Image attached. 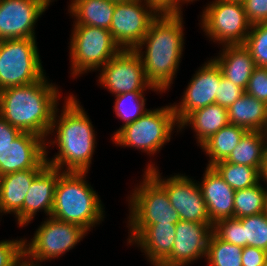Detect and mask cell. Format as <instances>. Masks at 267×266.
Wrapping results in <instances>:
<instances>
[{
  "label": "cell",
  "mask_w": 267,
  "mask_h": 266,
  "mask_svg": "<svg viewBox=\"0 0 267 266\" xmlns=\"http://www.w3.org/2000/svg\"><path fill=\"white\" fill-rule=\"evenodd\" d=\"M76 97L69 94L61 111L57 107L48 134L54 136V140L45 142L47 164L62 172H88L97 145L91 119ZM56 144L58 152L48 158V145Z\"/></svg>",
  "instance_id": "1"
},
{
  "label": "cell",
  "mask_w": 267,
  "mask_h": 266,
  "mask_svg": "<svg viewBox=\"0 0 267 266\" xmlns=\"http://www.w3.org/2000/svg\"><path fill=\"white\" fill-rule=\"evenodd\" d=\"M182 15L159 14L151 22L144 39L134 48L142 60L148 82L161 94L174 84L182 61L185 44Z\"/></svg>",
  "instance_id": "2"
},
{
  "label": "cell",
  "mask_w": 267,
  "mask_h": 266,
  "mask_svg": "<svg viewBox=\"0 0 267 266\" xmlns=\"http://www.w3.org/2000/svg\"><path fill=\"white\" fill-rule=\"evenodd\" d=\"M58 85L46 75L27 85L0 91V116L22 132L47 138L60 100Z\"/></svg>",
  "instance_id": "3"
},
{
  "label": "cell",
  "mask_w": 267,
  "mask_h": 266,
  "mask_svg": "<svg viewBox=\"0 0 267 266\" xmlns=\"http://www.w3.org/2000/svg\"><path fill=\"white\" fill-rule=\"evenodd\" d=\"M88 172H63L55 187L51 217L91 231L104 221L105 208L86 180Z\"/></svg>",
  "instance_id": "4"
},
{
  "label": "cell",
  "mask_w": 267,
  "mask_h": 266,
  "mask_svg": "<svg viewBox=\"0 0 267 266\" xmlns=\"http://www.w3.org/2000/svg\"><path fill=\"white\" fill-rule=\"evenodd\" d=\"M174 130L179 132V124L173 105L170 104L149 109L135 122L122 127L112 137V142L117 146L141 150V152L153 156L171 140V135L176 132Z\"/></svg>",
  "instance_id": "5"
},
{
  "label": "cell",
  "mask_w": 267,
  "mask_h": 266,
  "mask_svg": "<svg viewBox=\"0 0 267 266\" xmlns=\"http://www.w3.org/2000/svg\"><path fill=\"white\" fill-rule=\"evenodd\" d=\"M72 26L68 47L74 79L90 71H98L122 50L107 29L87 25Z\"/></svg>",
  "instance_id": "6"
},
{
  "label": "cell",
  "mask_w": 267,
  "mask_h": 266,
  "mask_svg": "<svg viewBox=\"0 0 267 266\" xmlns=\"http://www.w3.org/2000/svg\"><path fill=\"white\" fill-rule=\"evenodd\" d=\"M36 39L0 40V91L34 83L46 75Z\"/></svg>",
  "instance_id": "7"
},
{
  "label": "cell",
  "mask_w": 267,
  "mask_h": 266,
  "mask_svg": "<svg viewBox=\"0 0 267 266\" xmlns=\"http://www.w3.org/2000/svg\"><path fill=\"white\" fill-rule=\"evenodd\" d=\"M200 27L211 41L219 45H244L251 24L243 3L214 0L202 10Z\"/></svg>",
  "instance_id": "8"
},
{
  "label": "cell",
  "mask_w": 267,
  "mask_h": 266,
  "mask_svg": "<svg viewBox=\"0 0 267 266\" xmlns=\"http://www.w3.org/2000/svg\"><path fill=\"white\" fill-rule=\"evenodd\" d=\"M88 231L74 223L46 217L33 238H24V255L33 262H47L65 255L82 241Z\"/></svg>",
  "instance_id": "9"
},
{
  "label": "cell",
  "mask_w": 267,
  "mask_h": 266,
  "mask_svg": "<svg viewBox=\"0 0 267 266\" xmlns=\"http://www.w3.org/2000/svg\"><path fill=\"white\" fill-rule=\"evenodd\" d=\"M128 196V224H177L181 219L166 190L147 172Z\"/></svg>",
  "instance_id": "10"
},
{
  "label": "cell",
  "mask_w": 267,
  "mask_h": 266,
  "mask_svg": "<svg viewBox=\"0 0 267 266\" xmlns=\"http://www.w3.org/2000/svg\"><path fill=\"white\" fill-rule=\"evenodd\" d=\"M144 170L166 190L169 201L181 220L211 224L199 181L197 183L196 180L181 173L162 177L158 166L152 161Z\"/></svg>",
  "instance_id": "11"
},
{
  "label": "cell",
  "mask_w": 267,
  "mask_h": 266,
  "mask_svg": "<svg viewBox=\"0 0 267 266\" xmlns=\"http://www.w3.org/2000/svg\"><path fill=\"white\" fill-rule=\"evenodd\" d=\"M97 83L113 95L128 92H144L154 88L145 76L140 56L135 50L122 49L107 64L101 67Z\"/></svg>",
  "instance_id": "12"
},
{
  "label": "cell",
  "mask_w": 267,
  "mask_h": 266,
  "mask_svg": "<svg viewBox=\"0 0 267 266\" xmlns=\"http://www.w3.org/2000/svg\"><path fill=\"white\" fill-rule=\"evenodd\" d=\"M158 15L145 0L116 1L109 31L121 49L134 50Z\"/></svg>",
  "instance_id": "13"
},
{
  "label": "cell",
  "mask_w": 267,
  "mask_h": 266,
  "mask_svg": "<svg viewBox=\"0 0 267 266\" xmlns=\"http://www.w3.org/2000/svg\"><path fill=\"white\" fill-rule=\"evenodd\" d=\"M195 72L183 92L181 101L172 104L178 124L191 112L216 103L218 86L223 76L216 62L211 57Z\"/></svg>",
  "instance_id": "14"
},
{
  "label": "cell",
  "mask_w": 267,
  "mask_h": 266,
  "mask_svg": "<svg viewBox=\"0 0 267 266\" xmlns=\"http://www.w3.org/2000/svg\"><path fill=\"white\" fill-rule=\"evenodd\" d=\"M49 6L45 0H0V40L36 38V23Z\"/></svg>",
  "instance_id": "15"
},
{
  "label": "cell",
  "mask_w": 267,
  "mask_h": 266,
  "mask_svg": "<svg viewBox=\"0 0 267 266\" xmlns=\"http://www.w3.org/2000/svg\"><path fill=\"white\" fill-rule=\"evenodd\" d=\"M46 139L22 132L11 144L0 150V176L28 169H44Z\"/></svg>",
  "instance_id": "16"
},
{
  "label": "cell",
  "mask_w": 267,
  "mask_h": 266,
  "mask_svg": "<svg viewBox=\"0 0 267 266\" xmlns=\"http://www.w3.org/2000/svg\"><path fill=\"white\" fill-rule=\"evenodd\" d=\"M128 243L140 247L152 266H161L172 252L176 224H127Z\"/></svg>",
  "instance_id": "17"
},
{
  "label": "cell",
  "mask_w": 267,
  "mask_h": 266,
  "mask_svg": "<svg viewBox=\"0 0 267 266\" xmlns=\"http://www.w3.org/2000/svg\"><path fill=\"white\" fill-rule=\"evenodd\" d=\"M212 233L211 224L180 220L176 224V237L170 257L161 266H189L195 260L206 258Z\"/></svg>",
  "instance_id": "18"
},
{
  "label": "cell",
  "mask_w": 267,
  "mask_h": 266,
  "mask_svg": "<svg viewBox=\"0 0 267 266\" xmlns=\"http://www.w3.org/2000/svg\"><path fill=\"white\" fill-rule=\"evenodd\" d=\"M199 182L206 204L210 223L234 218L235 190L229 186L212 166H206L203 178Z\"/></svg>",
  "instance_id": "19"
},
{
  "label": "cell",
  "mask_w": 267,
  "mask_h": 266,
  "mask_svg": "<svg viewBox=\"0 0 267 266\" xmlns=\"http://www.w3.org/2000/svg\"><path fill=\"white\" fill-rule=\"evenodd\" d=\"M62 173L61 170L47 165L35 177L23 202L22 227L27 226L40 211L48 217L51 216L55 187Z\"/></svg>",
  "instance_id": "20"
},
{
  "label": "cell",
  "mask_w": 267,
  "mask_h": 266,
  "mask_svg": "<svg viewBox=\"0 0 267 266\" xmlns=\"http://www.w3.org/2000/svg\"><path fill=\"white\" fill-rule=\"evenodd\" d=\"M42 170L28 169L0 176V214H14L18 227H22L24 199L31 183Z\"/></svg>",
  "instance_id": "21"
},
{
  "label": "cell",
  "mask_w": 267,
  "mask_h": 266,
  "mask_svg": "<svg viewBox=\"0 0 267 266\" xmlns=\"http://www.w3.org/2000/svg\"><path fill=\"white\" fill-rule=\"evenodd\" d=\"M221 49L213 60L223 77L245 90L256 67L250 51L244 45H224Z\"/></svg>",
  "instance_id": "22"
},
{
  "label": "cell",
  "mask_w": 267,
  "mask_h": 266,
  "mask_svg": "<svg viewBox=\"0 0 267 266\" xmlns=\"http://www.w3.org/2000/svg\"><path fill=\"white\" fill-rule=\"evenodd\" d=\"M228 124L227 108L214 103L191 112L179 124V132L190 126L195 132L196 143L201 146L212 135Z\"/></svg>",
  "instance_id": "23"
},
{
  "label": "cell",
  "mask_w": 267,
  "mask_h": 266,
  "mask_svg": "<svg viewBox=\"0 0 267 266\" xmlns=\"http://www.w3.org/2000/svg\"><path fill=\"white\" fill-rule=\"evenodd\" d=\"M229 124L247 131H263L267 125V104L244 92L227 108Z\"/></svg>",
  "instance_id": "24"
},
{
  "label": "cell",
  "mask_w": 267,
  "mask_h": 266,
  "mask_svg": "<svg viewBox=\"0 0 267 266\" xmlns=\"http://www.w3.org/2000/svg\"><path fill=\"white\" fill-rule=\"evenodd\" d=\"M116 0H71L68 13L73 25H87L109 30Z\"/></svg>",
  "instance_id": "25"
},
{
  "label": "cell",
  "mask_w": 267,
  "mask_h": 266,
  "mask_svg": "<svg viewBox=\"0 0 267 266\" xmlns=\"http://www.w3.org/2000/svg\"><path fill=\"white\" fill-rule=\"evenodd\" d=\"M266 150L265 133L263 131H247L224 161L255 167L261 172Z\"/></svg>",
  "instance_id": "26"
},
{
  "label": "cell",
  "mask_w": 267,
  "mask_h": 266,
  "mask_svg": "<svg viewBox=\"0 0 267 266\" xmlns=\"http://www.w3.org/2000/svg\"><path fill=\"white\" fill-rule=\"evenodd\" d=\"M246 132L245 128L228 124L205 141L200 147L204 154L206 153L205 155L209 157L207 166L225 160Z\"/></svg>",
  "instance_id": "27"
},
{
  "label": "cell",
  "mask_w": 267,
  "mask_h": 266,
  "mask_svg": "<svg viewBox=\"0 0 267 266\" xmlns=\"http://www.w3.org/2000/svg\"><path fill=\"white\" fill-rule=\"evenodd\" d=\"M212 167L235 191L252 187L261 181V172L255 167L229 163L224 160L216 162Z\"/></svg>",
  "instance_id": "28"
},
{
  "label": "cell",
  "mask_w": 267,
  "mask_h": 266,
  "mask_svg": "<svg viewBox=\"0 0 267 266\" xmlns=\"http://www.w3.org/2000/svg\"><path fill=\"white\" fill-rule=\"evenodd\" d=\"M261 181L249 188L236 190L234 195V218H243L266 212L267 187Z\"/></svg>",
  "instance_id": "29"
},
{
  "label": "cell",
  "mask_w": 267,
  "mask_h": 266,
  "mask_svg": "<svg viewBox=\"0 0 267 266\" xmlns=\"http://www.w3.org/2000/svg\"><path fill=\"white\" fill-rule=\"evenodd\" d=\"M146 92H128L114 95V112L117 118H121L123 124L114 131L112 137L125 125L135 122L139 117L145 114L149 109L146 106Z\"/></svg>",
  "instance_id": "30"
},
{
  "label": "cell",
  "mask_w": 267,
  "mask_h": 266,
  "mask_svg": "<svg viewBox=\"0 0 267 266\" xmlns=\"http://www.w3.org/2000/svg\"><path fill=\"white\" fill-rule=\"evenodd\" d=\"M242 247L210 235L205 260L208 266H242Z\"/></svg>",
  "instance_id": "31"
},
{
  "label": "cell",
  "mask_w": 267,
  "mask_h": 266,
  "mask_svg": "<svg viewBox=\"0 0 267 266\" xmlns=\"http://www.w3.org/2000/svg\"><path fill=\"white\" fill-rule=\"evenodd\" d=\"M243 224L244 247L251 246L267 252V212L239 219Z\"/></svg>",
  "instance_id": "32"
},
{
  "label": "cell",
  "mask_w": 267,
  "mask_h": 266,
  "mask_svg": "<svg viewBox=\"0 0 267 266\" xmlns=\"http://www.w3.org/2000/svg\"><path fill=\"white\" fill-rule=\"evenodd\" d=\"M244 46L257 67H267V23L251 25Z\"/></svg>",
  "instance_id": "33"
},
{
  "label": "cell",
  "mask_w": 267,
  "mask_h": 266,
  "mask_svg": "<svg viewBox=\"0 0 267 266\" xmlns=\"http://www.w3.org/2000/svg\"><path fill=\"white\" fill-rule=\"evenodd\" d=\"M243 224L238 218H228L217 221L212 226V232L221 240L244 247Z\"/></svg>",
  "instance_id": "34"
},
{
  "label": "cell",
  "mask_w": 267,
  "mask_h": 266,
  "mask_svg": "<svg viewBox=\"0 0 267 266\" xmlns=\"http://www.w3.org/2000/svg\"><path fill=\"white\" fill-rule=\"evenodd\" d=\"M24 256V238L0 241V266H15Z\"/></svg>",
  "instance_id": "35"
},
{
  "label": "cell",
  "mask_w": 267,
  "mask_h": 266,
  "mask_svg": "<svg viewBox=\"0 0 267 266\" xmlns=\"http://www.w3.org/2000/svg\"><path fill=\"white\" fill-rule=\"evenodd\" d=\"M245 93L267 104V67H255Z\"/></svg>",
  "instance_id": "36"
},
{
  "label": "cell",
  "mask_w": 267,
  "mask_h": 266,
  "mask_svg": "<svg viewBox=\"0 0 267 266\" xmlns=\"http://www.w3.org/2000/svg\"><path fill=\"white\" fill-rule=\"evenodd\" d=\"M245 90L232 83L225 77H221L220 84L218 86V95L216 96V103L220 106L228 108L237 99H239Z\"/></svg>",
  "instance_id": "37"
},
{
  "label": "cell",
  "mask_w": 267,
  "mask_h": 266,
  "mask_svg": "<svg viewBox=\"0 0 267 266\" xmlns=\"http://www.w3.org/2000/svg\"><path fill=\"white\" fill-rule=\"evenodd\" d=\"M242 3L251 25L267 23V0H244Z\"/></svg>",
  "instance_id": "38"
},
{
  "label": "cell",
  "mask_w": 267,
  "mask_h": 266,
  "mask_svg": "<svg viewBox=\"0 0 267 266\" xmlns=\"http://www.w3.org/2000/svg\"><path fill=\"white\" fill-rule=\"evenodd\" d=\"M241 262L242 266H266L267 252L251 246L243 247Z\"/></svg>",
  "instance_id": "39"
},
{
  "label": "cell",
  "mask_w": 267,
  "mask_h": 266,
  "mask_svg": "<svg viewBox=\"0 0 267 266\" xmlns=\"http://www.w3.org/2000/svg\"><path fill=\"white\" fill-rule=\"evenodd\" d=\"M159 14L182 13L183 4L193 2V0H145Z\"/></svg>",
  "instance_id": "40"
},
{
  "label": "cell",
  "mask_w": 267,
  "mask_h": 266,
  "mask_svg": "<svg viewBox=\"0 0 267 266\" xmlns=\"http://www.w3.org/2000/svg\"><path fill=\"white\" fill-rule=\"evenodd\" d=\"M22 133L0 116V150L11 144Z\"/></svg>",
  "instance_id": "41"
},
{
  "label": "cell",
  "mask_w": 267,
  "mask_h": 266,
  "mask_svg": "<svg viewBox=\"0 0 267 266\" xmlns=\"http://www.w3.org/2000/svg\"><path fill=\"white\" fill-rule=\"evenodd\" d=\"M15 266H42L40 263H36L28 259L25 255L16 263Z\"/></svg>",
  "instance_id": "42"
},
{
  "label": "cell",
  "mask_w": 267,
  "mask_h": 266,
  "mask_svg": "<svg viewBox=\"0 0 267 266\" xmlns=\"http://www.w3.org/2000/svg\"><path fill=\"white\" fill-rule=\"evenodd\" d=\"M261 182L262 183L264 182L265 186L267 185V150H266V153H265L263 168H262V171H261Z\"/></svg>",
  "instance_id": "43"
},
{
  "label": "cell",
  "mask_w": 267,
  "mask_h": 266,
  "mask_svg": "<svg viewBox=\"0 0 267 266\" xmlns=\"http://www.w3.org/2000/svg\"><path fill=\"white\" fill-rule=\"evenodd\" d=\"M264 133H265V137H266V144H267V125H266V128L264 130Z\"/></svg>",
  "instance_id": "44"
},
{
  "label": "cell",
  "mask_w": 267,
  "mask_h": 266,
  "mask_svg": "<svg viewBox=\"0 0 267 266\" xmlns=\"http://www.w3.org/2000/svg\"><path fill=\"white\" fill-rule=\"evenodd\" d=\"M228 1H234V2H243L244 0H228Z\"/></svg>",
  "instance_id": "45"
},
{
  "label": "cell",
  "mask_w": 267,
  "mask_h": 266,
  "mask_svg": "<svg viewBox=\"0 0 267 266\" xmlns=\"http://www.w3.org/2000/svg\"><path fill=\"white\" fill-rule=\"evenodd\" d=\"M48 4H52L51 2H54V0H45Z\"/></svg>",
  "instance_id": "46"
},
{
  "label": "cell",
  "mask_w": 267,
  "mask_h": 266,
  "mask_svg": "<svg viewBox=\"0 0 267 266\" xmlns=\"http://www.w3.org/2000/svg\"><path fill=\"white\" fill-rule=\"evenodd\" d=\"M266 212H267V193H266Z\"/></svg>",
  "instance_id": "47"
}]
</instances>
